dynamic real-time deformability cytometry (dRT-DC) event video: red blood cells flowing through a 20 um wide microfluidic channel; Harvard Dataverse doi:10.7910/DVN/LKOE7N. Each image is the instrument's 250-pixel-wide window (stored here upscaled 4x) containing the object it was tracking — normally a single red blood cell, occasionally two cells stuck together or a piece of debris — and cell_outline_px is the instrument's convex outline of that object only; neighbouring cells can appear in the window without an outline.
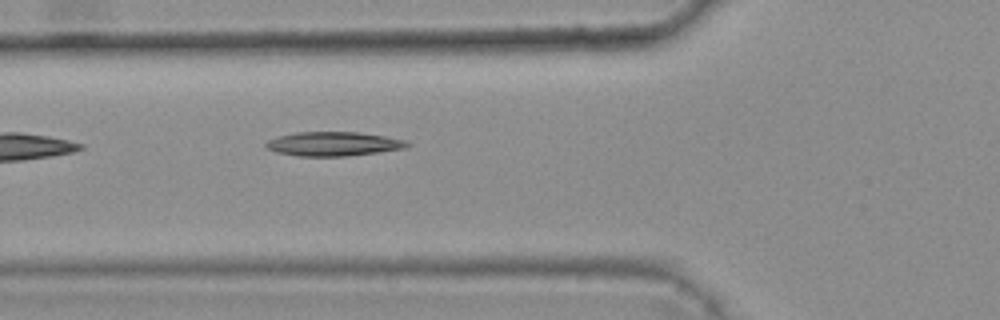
{"species": "common noctule bat (a hibernating species)", "species_latin": "Nyctalus noctula", "temperature_condition": "warm", "stored_images_in_passage": 2, "camera_frame_rate_fps": 3000, "um_per_image_px": 0.085, "animal": {"sex": "female", "body_mass_g": 25.1}, "frame": {"image": 1, "passage_image": 2, "time_ms": 0.333, "image_size_px": [1000, 320], "cell_outline_px": [[412, 144], [408, 148], [348, 156], [296, 156], [276, 152], [268, 148], [264, 144], [268, 140], [276, 136], [296, 132], [360, 132], [408, 140]], "centroid_in_image_um": [28.38, 12.23], "position_along_channel_um": 97.4, "area_um2": 20.11}}